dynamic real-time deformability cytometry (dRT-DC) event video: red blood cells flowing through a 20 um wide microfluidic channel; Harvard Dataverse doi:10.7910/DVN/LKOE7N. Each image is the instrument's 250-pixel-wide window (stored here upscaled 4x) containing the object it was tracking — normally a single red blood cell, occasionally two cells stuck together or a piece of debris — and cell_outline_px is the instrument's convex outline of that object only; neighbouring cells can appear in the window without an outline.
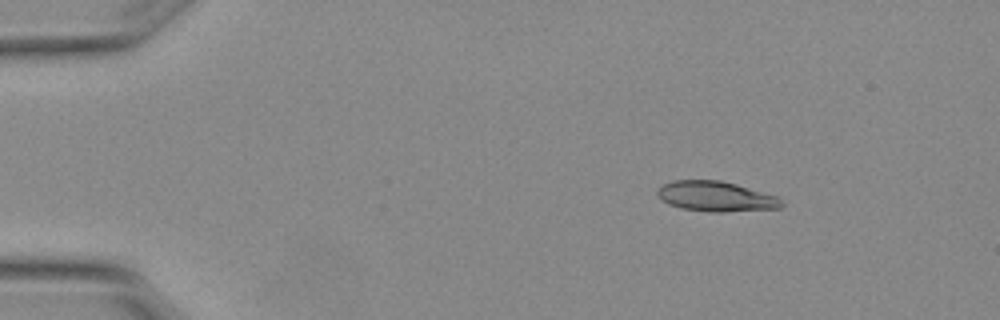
{"species": "Egyptian fruit bat (a non-hibernating species)", "species_latin": "Rousettus aegyptiacus", "temperature_condition": "warm", "stored_images_in_passage": 6, "camera_frame_rate_fps": 3000, "um_per_image_px": 0.085, "animal": {"sex": "female"}, "frame": {"image": 1, "passage_image": 3, "time_ms": 0.667, "image_size_px": [1000, 320], "cell_outline_px": [[784, 204], [780, 208], [724, 212], [708, 212], [680, 208], [668, 204], [656, 192], [664, 184], [676, 180], [720, 180], [736, 184], [780, 196]], "centroid_in_image_um": [60.92, 16.7], "position_along_channel_um": 24.1, "area_um2": 21.85}}